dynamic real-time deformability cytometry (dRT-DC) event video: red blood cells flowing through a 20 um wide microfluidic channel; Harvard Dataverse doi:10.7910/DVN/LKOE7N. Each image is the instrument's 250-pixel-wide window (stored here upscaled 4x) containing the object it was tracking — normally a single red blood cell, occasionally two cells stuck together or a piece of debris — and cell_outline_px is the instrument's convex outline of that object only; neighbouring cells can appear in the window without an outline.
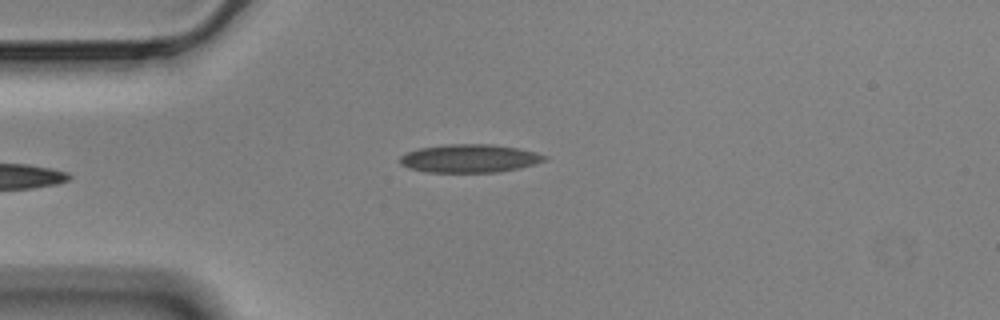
{"species": "Egyptian fruit bat (a non-hibernating species)", "species_latin": "Rousettus aegyptiacus", "temperature_condition": "cold", "stored_images_in_passage": 40, "camera_frame_rate_fps": 3000, "um_per_image_px": 0.085, "animal": {"sex": "male"}, "frame": {"image": 1, "passage_image": 1, "time_ms": 0.0, "image_size_px": [1000, 320], "cell_outline_px": [[548, 160], [536, 164], [520, 168], [496, 172], [424, 172], [408, 168], [400, 164], [396, 160], [400, 156], [408, 152], [420, 148], [448, 144], [492, 144], [516, 148], [536, 152], [548, 156]], "centroid_in_image_um": [39.91, 13.47], "position_along_channel_um": 45.1, "area_um2": 23.99}}
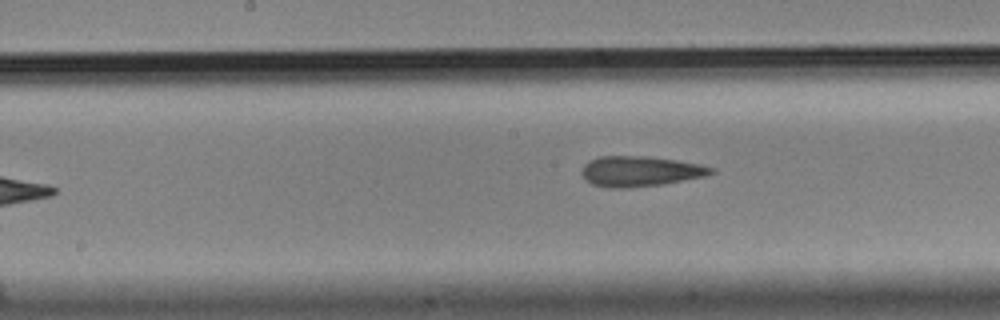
{"frame": {"image": 2, "passage_image": 15, "time_ms": 4.667, "image_size_px": [1000, 320], "cell_outline_px": [[716, 172], [704, 176], [660, 184], [628, 188], [608, 188], [592, 184], [580, 172], [584, 164], [600, 156], [644, 156], [676, 160], [700, 164], [716, 168]], "centroid_in_image_um": [54.42, 14.55], "position_along_channel_um": 193.8, "area_um2": 22.66}}
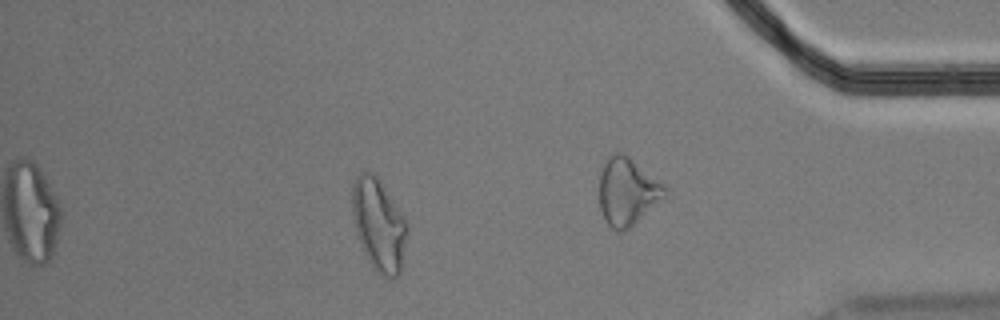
{"frame": {"image": 3, "passage_image": 32, "time_ms": 10.333, "image_size_px": [1000, 320], "cell_outline_px": [[408, 228], [400, 276], [392, 280], [384, 280], [376, 272], [368, 260], [360, 244], [352, 220], [352, 184], [356, 176], [360, 172], [372, 172], [380, 180], [408, 224]], "centroid_in_image_um": [32.19, 19.17], "position_along_channel_um": 403.0, "area_um2": 29.94}, "authors_computed_cell_mechanics": {"area_um2": 22.6576, "velocity_mm_per_s": 3.5105, "shape_relaxation_time_tau1_ms": null, "shape_relaxation_time_tau2_ms": 3.1559, "deformation_change_tau1": null, "deformation_change_tau2": 0.1416}}